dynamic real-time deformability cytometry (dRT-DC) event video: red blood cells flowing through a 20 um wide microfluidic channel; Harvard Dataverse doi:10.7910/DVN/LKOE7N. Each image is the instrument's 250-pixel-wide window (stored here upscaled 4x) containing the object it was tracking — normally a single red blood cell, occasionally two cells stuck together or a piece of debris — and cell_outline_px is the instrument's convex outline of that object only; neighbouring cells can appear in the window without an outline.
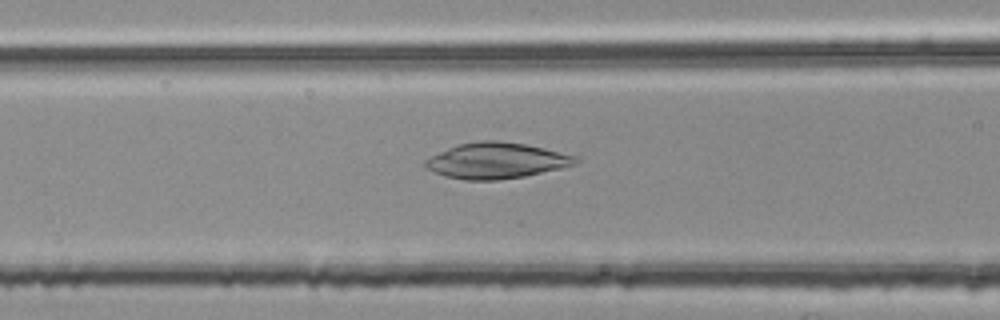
{"species": "common noctule bat (a hibernating species)", "species_latin": "Nyctalus noctula", "temperature_condition": "room temperature", "stored_images_in_passage": 30, "camera_frame_rate_fps": 3000, "um_per_image_px": 0.085, "animal": {"sex": "female", "body_mass_g": 25.1}, "frame": {"image": 1, "passage_image": 10, "time_ms": 3.0, "image_size_px": [1000, 320], "cell_outline_px": [[580, 160], [576, 164], [560, 168], [524, 176], [496, 180], [464, 180], [444, 176], [424, 168], [424, 160], [456, 144], [480, 140], [496, 140], [524, 144], [544, 148], [576, 156]], "centroid_in_image_um": [42.15, 13.65], "position_along_channel_um": 124.4, "area_um2": 31.33}}
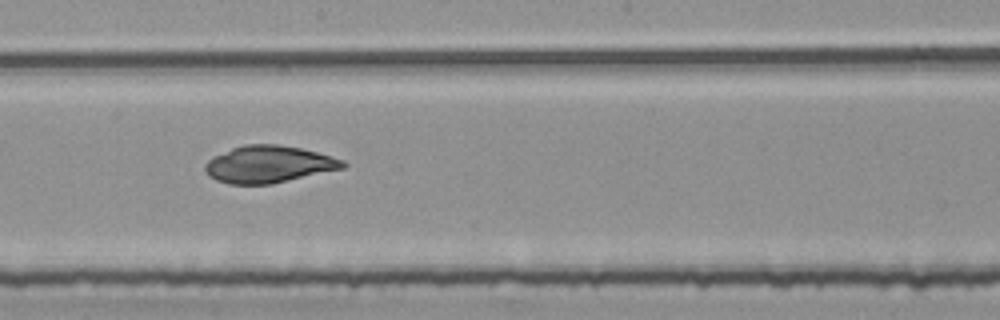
{"frame": {"image": 2, "passage_image": 18, "time_ms": 5.667, "image_size_px": [1000, 320], "cell_outline_px": [[348, 164], [344, 168], [272, 184], [228, 184], [216, 180], [204, 168], [204, 164], [212, 156], [232, 148], [244, 144], [276, 144], [300, 148], [316, 152], [344, 160]], "centroid_in_image_um": [22.84, 13.96], "position_along_channel_um": 225.4, "area_um2": 29.65}}
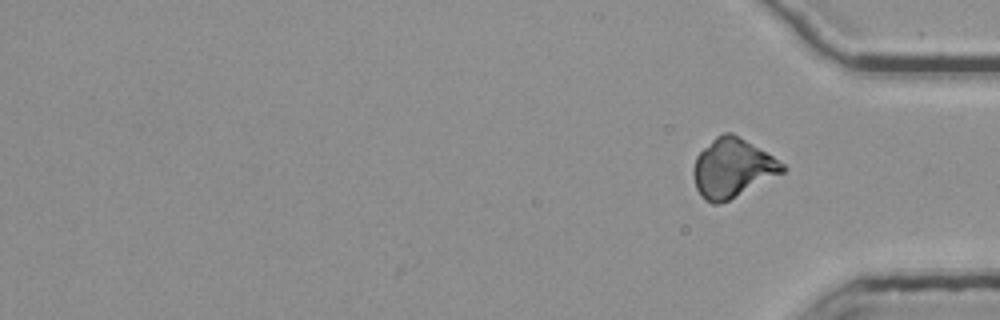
{"frame": {"image": 3, "passage_image": 30, "time_ms": 9.667, "image_size_px": [1000, 320], "cell_outline_px": [[788, 168], [784, 172], [720, 204], [712, 204], [704, 200], [700, 196], [696, 188], [692, 176], [692, 168], [696, 156], [716, 136], [724, 132], [732, 132], [772, 156], [784, 164]], "centroid_in_image_um": [62.21, 14.3], "position_along_channel_um": 373.0, "area_um2": 30.4}}